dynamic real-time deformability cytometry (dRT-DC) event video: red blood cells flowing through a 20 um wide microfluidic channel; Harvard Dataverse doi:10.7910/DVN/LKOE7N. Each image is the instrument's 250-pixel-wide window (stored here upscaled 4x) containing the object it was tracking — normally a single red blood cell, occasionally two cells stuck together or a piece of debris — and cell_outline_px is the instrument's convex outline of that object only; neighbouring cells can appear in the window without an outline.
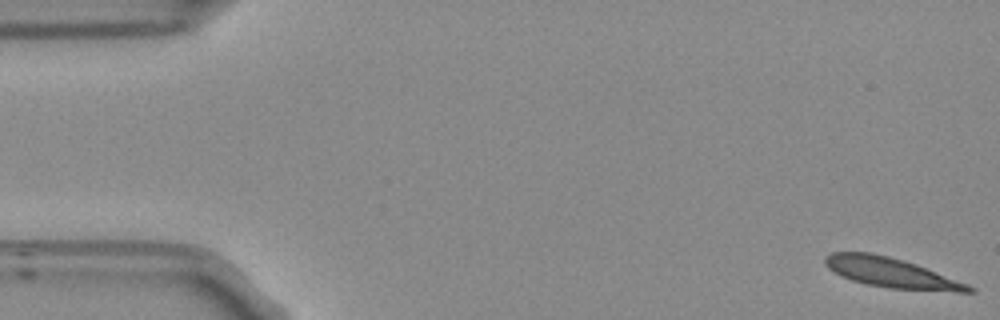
{"species": "Egyptian fruit bat (a non-hibernating species)", "species_latin": "Rousettus aegyptiacus", "temperature_condition": "room temperature", "stored_images_in_passage": 54, "camera_frame_rate_fps": 3000, "um_per_image_px": 0.085, "frame": {"image": 1, "passage_image": 1, "time_ms": 0.0, "image_size_px": [1000, 320], "cell_outline_px": [[976, 292], [956, 292], [892, 288], [868, 284], [852, 280], [840, 276], [828, 268], [824, 264], [824, 256], [832, 252], [872, 252], [888, 256], [916, 264], [968, 284], [976, 288]], "centroid_in_image_um": [75.74, 23.17], "position_along_channel_um": 9.3, "area_um2": 24.91}}
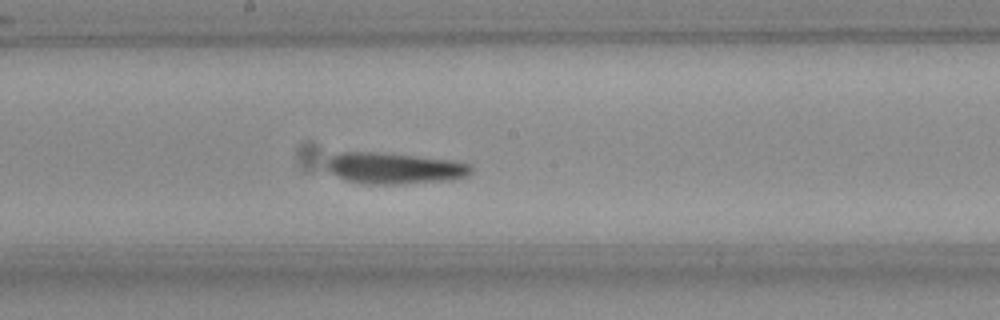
{"frame": {"image": 2, "passage_image": 28, "time_ms": 9.0, "image_size_px": [1000, 320], "cell_outline_px": [[472, 172], [468, 176], [456, 180], [400, 184], [364, 184], [344, 180], [336, 176], [328, 168], [328, 160], [336, 152], [380, 152], [452, 160], [468, 164], [472, 168]], "centroid_in_image_um": [33.55, 14.31], "position_along_channel_um": 214.7, "area_um2": 26.47}}
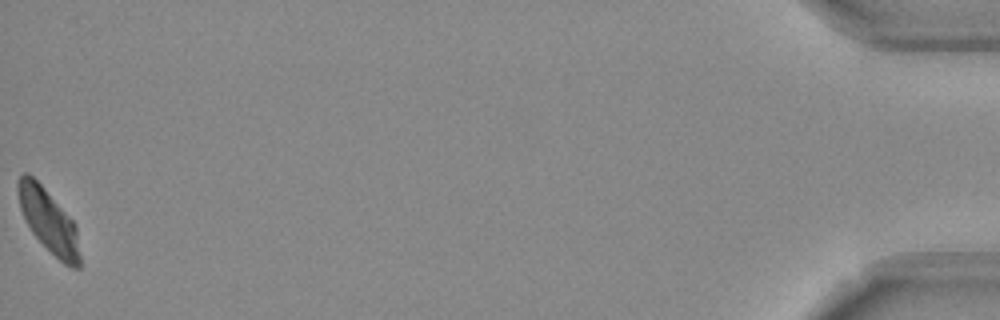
{"frame": {"image": 3, "passage_image": 54, "time_ms": 17.667, "image_size_px": [1000, 320], "cell_outline_px": [[80, 268], [72, 268], [64, 264], [32, 232], [20, 208], [16, 192], [16, 184], [20, 176], [24, 172], [28, 172], [44, 188], [76, 224], [80, 256]], "centroid_in_image_um": [4.12, 18.75], "position_along_channel_um": 431.1, "area_um2": 22.48}, "authors_computed_cell_mechanics": {"area_um2": 24.9118, "velocity_mm_per_s": 3.6984, "shape_relaxation_time_tau1_ms": 9.909, "shape_relaxation_time_tau2_ms": 2.9774, "deformation_change_tau1": 0.2636, "deformation_change_tau2": 0.0944}}